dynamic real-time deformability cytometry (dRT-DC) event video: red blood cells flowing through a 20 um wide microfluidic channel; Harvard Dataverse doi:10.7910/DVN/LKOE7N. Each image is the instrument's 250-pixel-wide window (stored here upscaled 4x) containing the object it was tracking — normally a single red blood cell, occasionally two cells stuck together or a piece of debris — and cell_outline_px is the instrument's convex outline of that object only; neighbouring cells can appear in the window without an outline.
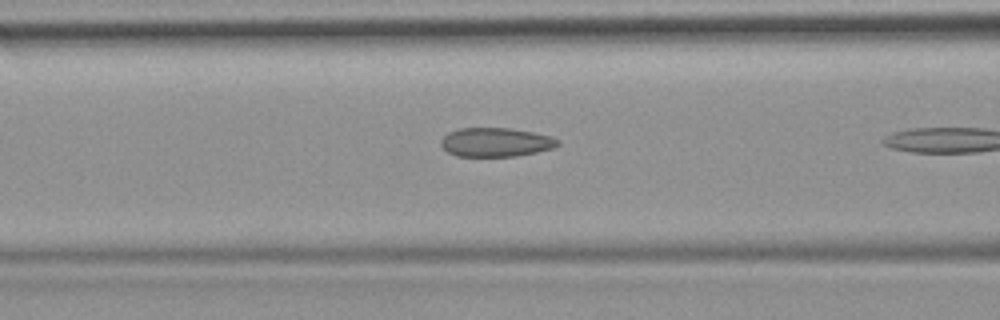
{"species": "common noctule bat (a hibernating species)", "species_latin": "Nyctalus noctula", "temperature_condition": "room temperature", "stored_images_in_passage": 4, "camera_frame_rate_fps": 3000, "um_per_image_px": 0.085, "animal": {"sex": "female", "body_mass_g": 19.9}, "frame": {"image": 1, "passage_image": 3, "time_ms": 0.667, "image_size_px": [1000, 320], "cell_outline_px": [[560, 144], [556, 148], [516, 156], [456, 156], [448, 152], [440, 144], [440, 140], [448, 132], [460, 128], [512, 128], [552, 136], [560, 140]], "centroid_in_image_um": [42.17, 12.08], "position_along_channel_um": 124.4, "area_um2": 19.88}}